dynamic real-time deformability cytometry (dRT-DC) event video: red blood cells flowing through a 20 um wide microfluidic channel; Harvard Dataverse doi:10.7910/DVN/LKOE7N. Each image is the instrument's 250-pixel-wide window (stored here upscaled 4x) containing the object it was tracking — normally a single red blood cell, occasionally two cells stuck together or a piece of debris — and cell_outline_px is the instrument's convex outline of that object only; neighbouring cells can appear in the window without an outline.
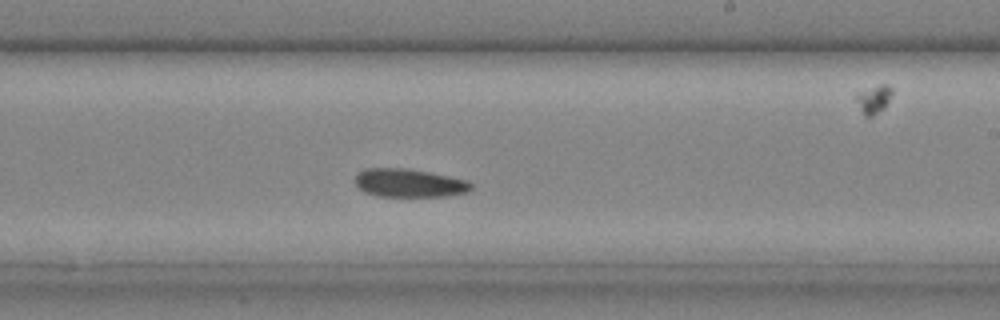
{"species": "common noctule bat (a hibernating species)", "species_latin": "Nyctalus noctula", "temperature_condition": "cold", "stored_images_in_passage": 20, "camera_frame_rate_fps": 3000, "um_per_image_px": 0.085, "animal": {"sex": "male", "body_mass_g": 20.4}, "frame": {"image": 1, "passage_image": 9, "time_ms": 2.667, "image_size_px": [1000, 320], "cell_outline_px": [[472, 188], [468, 192], [444, 196], [380, 196], [368, 192], [360, 188], [356, 184], [356, 176], [364, 168], [408, 168], [468, 180], [472, 184]], "centroid_in_image_um": [34.82, 15.54], "position_along_channel_um": 254.2, "area_um2": 18.9}}